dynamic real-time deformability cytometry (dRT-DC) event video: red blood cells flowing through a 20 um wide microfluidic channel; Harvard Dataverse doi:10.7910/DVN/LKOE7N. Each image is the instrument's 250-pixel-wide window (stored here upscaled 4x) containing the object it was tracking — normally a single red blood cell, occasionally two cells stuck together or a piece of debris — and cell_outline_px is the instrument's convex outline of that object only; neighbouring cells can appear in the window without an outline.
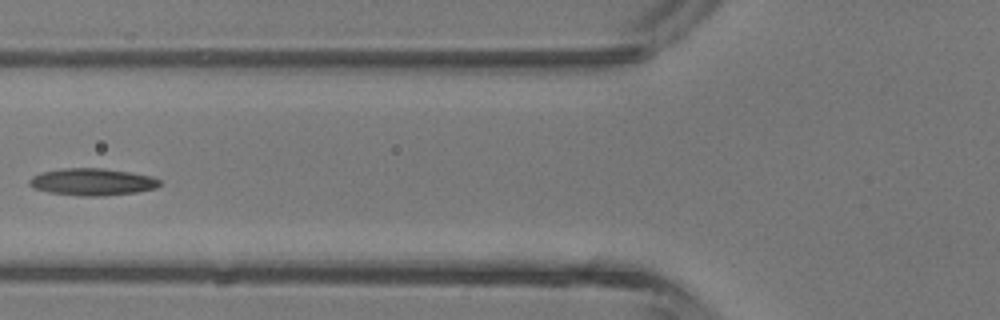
{"species": "common noctule bat (a hibernating species)", "species_latin": "Nyctalus noctula", "temperature_condition": "room temperature", "stored_images_in_passage": 3, "camera_frame_rate_fps": 3000, "um_per_image_px": 0.085, "animal": {"sex": "male", "body_mass_g": 13.3}, "frame": {"image": 1, "passage_image": 3, "time_ms": 2.333, "image_size_px": [1000, 320], "cell_outline_px": [[160, 184], [156, 188], [136, 192], [104, 196], [80, 196], [48, 192], [32, 188], [28, 184], [28, 180], [32, 176], [40, 172], [64, 168], [104, 168], [152, 176], [160, 180]], "centroid_in_image_um": [7.8, 15.46], "position_along_channel_um": 118.0, "area_um2": 20.69}}